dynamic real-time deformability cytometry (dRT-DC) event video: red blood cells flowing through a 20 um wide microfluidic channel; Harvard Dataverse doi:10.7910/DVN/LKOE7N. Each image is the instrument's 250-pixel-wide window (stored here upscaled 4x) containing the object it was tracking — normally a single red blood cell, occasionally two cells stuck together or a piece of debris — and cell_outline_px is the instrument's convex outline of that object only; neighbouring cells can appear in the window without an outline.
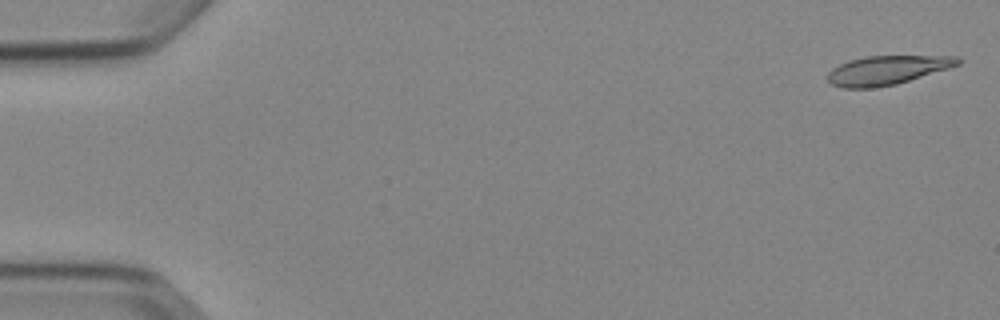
{"species": "Egyptian fruit bat (a non-hibernating species)", "species_latin": "Rousettus aegyptiacus", "temperature_condition": "cold", "stored_images_in_passage": 5, "camera_frame_rate_fps": 3000, "um_per_image_px": 0.085, "animal": {"sex": "female"}, "frame": {"image": 1, "passage_image": 1, "time_ms": 0.0, "image_size_px": [1000, 320], "cell_outline_px": [[964, 60], [960, 64], [948, 68], [896, 84], [872, 88], [840, 88], [832, 84], [828, 80], [828, 72], [832, 68], [848, 60], [864, 56], [956, 56]], "centroid_in_image_um": [75.38, 5.96], "position_along_channel_um": 9.6, "area_um2": 21.96}}
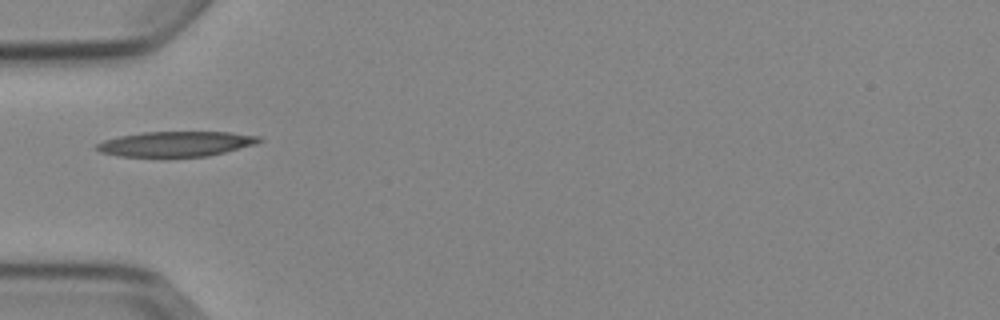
{"frame": {"image": 2, "passage_image": 5, "time_ms": 5.333, "image_size_px": [1000, 320], "cell_outline_px": [[264, 140], [256, 144], [208, 156], [116, 156], [100, 152], [92, 148], [96, 144], [104, 140], [120, 136], [144, 132], [228, 132], [260, 136]], "centroid_in_image_um": [14.93, 12.23], "position_along_channel_um": 70.1, "area_um2": 23.7}}